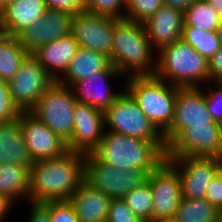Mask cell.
<instances>
[{
	"label": "cell",
	"mask_w": 222,
	"mask_h": 222,
	"mask_svg": "<svg viewBox=\"0 0 222 222\" xmlns=\"http://www.w3.org/2000/svg\"><path fill=\"white\" fill-rule=\"evenodd\" d=\"M47 8L44 0L11 1L1 11V25L6 35L17 36L25 28L38 22Z\"/></svg>",
	"instance_id": "cell-22"
},
{
	"label": "cell",
	"mask_w": 222,
	"mask_h": 222,
	"mask_svg": "<svg viewBox=\"0 0 222 222\" xmlns=\"http://www.w3.org/2000/svg\"><path fill=\"white\" fill-rule=\"evenodd\" d=\"M146 169L122 171L99 161L92 153L85 155V180L110 198H122L148 181Z\"/></svg>",
	"instance_id": "cell-8"
},
{
	"label": "cell",
	"mask_w": 222,
	"mask_h": 222,
	"mask_svg": "<svg viewBox=\"0 0 222 222\" xmlns=\"http://www.w3.org/2000/svg\"><path fill=\"white\" fill-rule=\"evenodd\" d=\"M68 201L73 205L80 222H102L107 220L112 198L84 179Z\"/></svg>",
	"instance_id": "cell-21"
},
{
	"label": "cell",
	"mask_w": 222,
	"mask_h": 222,
	"mask_svg": "<svg viewBox=\"0 0 222 222\" xmlns=\"http://www.w3.org/2000/svg\"><path fill=\"white\" fill-rule=\"evenodd\" d=\"M104 112L78 102L74 109V128L67 142L68 150L81 154L92 153L105 133Z\"/></svg>",
	"instance_id": "cell-16"
},
{
	"label": "cell",
	"mask_w": 222,
	"mask_h": 222,
	"mask_svg": "<svg viewBox=\"0 0 222 222\" xmlns=\"http://www.w3.org/2000/svg\"><path fill=\"white\" fill-rule=\"evenodd\" d=\"M92 154L99 161L122 171L141 168L149 173L166 159V152L156 142L109 131H105Z\"/></svg>",
	"instance_id": "cell-3"
},
{
	"label": "cell",
	"mask_w": 222,
	"mask_h": 222,
	"mask_svg": "<svg viewBox=\"0 0 222 222\" xmlns=\"http://www.w3.org/2000/svg\"><path fill=\"white\" fill-rule=\"evenodd\" d=\"M29 169L12 163L0 165V194L4 195L15 206L23 199L28 201L30 191Z\"/></svg>",
	"instance_id": "cell-25"
},
{
	"label": "cell",
	"mask_w": 222,
	"mask_h": 222,
	"mask_svg": "<svg viewBox=\"0 0 222 222\" xmlns=\"http://www.w3.org/2000/svg\"><path fill=\"white\" fill-rule=\"evenodd\" d=\"M0 28H2V25H1V11H0Z\"/></svg>",
	"instance_id": "cell-49"
},
{
	"label": "cell",
	"mask_w": 222,
	"mask_h": 222,
	"mask_svg": "<svg viewBox=\"0 0 222 222\" xmlns=\"http://www.w3.org/2000/svg\"><path fill=\"white\" fill-rule=\"evenodd\" d=\"M177 170L183 198H205L207 187L222 170V159L202 156L166 157Z\"/></svg>",
	"instance_id": "cell-9"
},
{
	"label": "cell",
	"mask_w": 222,
	"mask_h": 222,
	"mask_svg": "<svg viewBox=\"0 0 222 222\" xmlns=\"http://www.w3.org/2000/svg\"><path fill=\"white\" fill-rule=\"evenodd\" d=\"M113 78L126 79L112 64L104 71L97 72L82 81L75 83L71 89L78 102L93 106L105 112L114 101L123 93L122 90H114L109 84ZM110 80V81H109ZM122 91V92H121Z\"/></svg>",
	"instance_id": "cell-17"
},
{
	"label": "cell",
	"mask_w": 222,
	"mask_h": 222,
	"mask_svg": "<svg viewBox=\"0 0 222 222\" xmlns=\"http://www.w3.org/2000/svg\"><path fill=\"white\" fill-rule=\"evenodd\" d=\"M19 121L33 161L56 158L69 151L67 142L30 112H21Z\"/></svg>",
	"instance_id": "cell-15"
},
{
	"label": "cell",
	"mask_w": 222,
	"mask_h": 222,
	"mask_svg": "<svg viewBox=\"0 0 222 222\" xmlns=\"http://www.w3.org/2000/svg\"><path fill=\"white\" fill-rule=\"evenodd\" d=\"M147 182L153 198V222L173 220L182 198L177 170L165 159L149 174Z\"/></svg>",
	"instance_id": "cell-13"
},
{
	"label": "cell",
	"mask_w": 222,
	"mask_h": 222,
	"mask_svg": "<svg viewBox=\"0 0 222 222\" xmlns=\"http://www.w3.org/2000/svg\"><path fill=\"white\" fill-rule=\"evenodd\" d=\"M180 156L222 159V123H208L184 129L166 150V157Z\"/></svg>",
	"instance_id": "cell-12"
},
{
	"label": "cell",
	"mask_w": 222,
	"mask_h": 222,
	"mask_svg": "<svg viewBox=\"0 0 222 222\" xmlns=\"http://www.w3.org/2000/svg\"><path fill=\"white\" fill-rule=\"evenodd\" d=\"M10 2L11 0H0V11H2Z\"/></svg>",
	"instance_id": "cell-45"
},
{
	"label": "cell",
	"mask_w": 222,
	"mask_h": 222,
	"mask_svg": "<svg viewBox=\"0 0 222 222\" xmlns=\"http://www.w3.org/2000/svg\"><path fill=\"white\" fill-rule=\"evenodd\" d=\"M217 222H222V207L219 208V211H218V220Z\"/></svg>",
	"instance_id": "cell-46"
},
{
	"label": "cell",
	"mask_w": 222,
	"mask_h": 222,
	"mask_svg": "<svg viewBox=\"0 0 222 222\" xmlns=\"http://www.w3.org/2000/svg\"><path fill=\"white\" fill-rule=\"evenodd\" d=\"M72 19L73 15L68 12L47 9L38 22L25 28L16 37L31 54L38 47L70 34Z\"/></svg>",
	"instance_id": "cell-18"
},
{
	"label": "cell",
	"mask_w": 222,
	"mask_h": 222,
	"mask_svg": "<svg viewBox=\"0 0 222 222\" xmlns=\"http://www.w3.org/2000/svg\"><path fill=\"white\" fill-rule=\"evenodd\" d=\"M216 33L220 46L222 47V22L220 23L219 27L216 29Z\"/></svg>",
	"instance_id": "cell-44"
},
{
	"label": "cell",
	"mask_w": 222,
	"mask_h": 222,
	"mask_svg": "<svg viewBox=\"0 0 222 222\" xmlns=\"http://www.w3.org/2000/svg\"><path fill=\"white\" fill-rule=\"evenodd\" d=\"M19 164L30 168L34 161L25 144L19 117L0 123V165Z\"/></svg>",
	"instance_id": "cell-23"
},
{
	"label": "cell",
	"mask_w": 222,
	"mask_h": 222,
	"mask_svg": "<svg viewBox=\"0 0 222 222\" xmlns=\"http://www.w3.org/2000/svg\"><path fill=\"white\" fill-rule=\"evenodd\" d=\"M222 22V16L205 0L195 2L184 13V25L194 26L205 31H216Z\"/></svg>",
	"instance_id": "cell-28"
},
{
	"label": "cell",
	"mask_w": 222,
	"mask_h": 222,
	"mask_svg": "<svg viewBox=\"0 0 222 222\" xmlns=\"http://www.w3.org/2000/svg\"><path fill=\"white\" fill-rule=\"evenodd\" d=\"M164 5L170 6L174 9L185 13L188 8L195 2V0H162Z\"/></svg>",
	"instance_id": "cell-42"
},
{
	"label": "cell",
	"mask_w": 222,
	"mask_h": 222,
	"mask_svg": "<svg viewBox=\"0 0 222 222\" xmlns=\"http://www.w3.org/2000/svg\"><path fill=\"white\" fill-rule=\"evenodd\" d=\"M108 222H144L127 206L122 198H113L108 210Z\"/></svg>",
	"instance_id": "cell-35"
},
{
	"label": "cell",
	"mask_w": 222,
	"mask_h": 222,
	"mask_svg": "<svg viewBox=\"0 0 222 222\" xmlns=\"http://www.w3.org/2000/svg\"><path fill=\"white\" fill-rule=\"evenodd\" d=\"M116 19L85 10L73 15L71 34L79 47L97 51L110 58Z\"/></svg>",
	"instance_id": "cell-14"
},
{
	"label": "cell",
	"mask_w": 222,
	"mask_h": 222,
	"mask_svg": "<svg viewBox=\"0 0 222 222\" xmlns=\"http://www.w3.org/2000/svg\"><path fill=\"white\" fill-rule=\"evenodd\" d=\"M51 222H80L73 205L68 201H49Z\"/></svg>",
	"instance_id": "cell-36"
},
{
	"label": "cell",
	"mask_w": 222,
	"mask_h": 222,
	"mask_svg": "<svg viewBox=\"0 0 222 222\" xmlns=\"http://www.w3.org/2000/svg\"><path fill=\"white\" fill-rule=\"evenodd\" d=\"M205 198L218 209L222 207V170L207 187Z\"/></svg>",
	"instance_id": "cell-38"
},
{
	"label": "cell",
	"mask_w": 222,
	"mask_h": 222,
	"mask_svg": "<svg viewBox=\"0 0 222 222\" xmlns=\"http://www.w3.org/2000/svg\"><path fill=\"white\" fill-rule=\"evenodd\" d=\"M163 5L162 0H126L125 19L144 23Z\"/></svg>",
	"instance_id": "cell-31"
},
{
	"label": "cell",
	"mask_w": 222,
	"mask_h": 222,
	"mask_svg": "<svg viewBox=\"0 0 222 222\" xmlns=\"http://www.w3.org/2000/svg\"><path fill=\"white\" fill-rule=\"evenodd\" d=\"M210 81H222V47L209 60Z\"/></svg>",
	"instance_id": "cell-40"
},
{
	"label": "cell",
	"mask_w": 222,
	"mask_h": 222,
	"mask_svg": "<svg viewBox=\"0 0 222 222\" xmlns=\"http://www.w3.org/2000/svg\"><path fill=\"white\" fill-rule=\"evenodd\" d=\"M110 65V58L104 54L79 47L69 63L67 72L59 82L67 87H72L75 83L106 70Z\"/></svg>",
	"instance_id": "cell-24"
},
{
	"label": "cell",
	"mask_w": 222,
	"mask_h": 222,
	"mask_svg": "<svg viewBox=\"0 0 222 222\" xmlns=\"http://www.w3.org/2000/svg\"><path fill=\"white\" fill-rule=\"evenodd\" d=\"M111 64L125 77L153 76L157 51L152 47L143 23L116 19Z\"/></svg>",
	"instance_id": "cell-2"
},
{
	"label": "cell",
	"mask_w": 222,
	"mask_h": 222,
	"mask_svg": "<svg viewBox=\"0 0 222 222\" xmlns=\"http://www.w3.org/2000/svg\"><path fill=\"white\" fill-rule=\"evenodd\" d=\"M16 208L15 205L8 200L4 195L0 194V222L8 220V215H11L12 208Z\"/></svg>",
	"instance_id": "cell-41"
},
{
	"label": "cell",
	"mask_w": 222,
	"mask_h": 222,
	"mask_svg": "<svg viewBox=\"0 0 222 222\" xmlns=\"http://www.w3.org/2000/svg\"><path fill=\"white\" fill-rule=\"evenodd\" d=\"M28 55L16 36L4 34L0 38V79L9 82Z\"/></svg>",
	"instance_id": "cell-26"
},
{
	"label": "cell",
	"mask_w": 222,
	"mask_h": 222,
	"mask_svg": "<svg viewBox=\"0 0 222 222\" xmlns=\"http://www.w3.org/2000/svg\"><path fill=\"white\" fill-rule=\"evenodd\" d=\"M78 48V42L70 33L38 47L31 55L54 81H59L67 72L69 63Z\"/></svg>",
	"instance_id": "cell-20"
},
{
	"label": "cell",
	"mask_w": 222,
	"mask_h": 222,
	"mask_svg": "<svg viewBox=\"0 0 222 222\" xmlns=\"http://www.w3.org/2000/svg\"><path fill=\"white\" fill-rule=\"evenodd\" d=\"M154 75L178 87H203L210 82L209 61L180 38L157 52Z\"/></svg>",
	"instance_id": "cell-4"
},
{
	"label": "cell",
	"mask_w": 222,
	"mask_h": 222,
	"mask_svg": "<svg viewBox=\"0 0 222 222\" xmlns=\"http://www.w3.org/2000/svg\"><path fill=\"white\" fill-rule=\"evenodd\" d=\"M143 25L152 47L158 52L182 37L184 13L163 4Z\"/></svg>",
	"instance_id": "cell-19"
},
{
	"label": "cell",
	"mask_w": 222,
	"mask_h": 222,
	"mask_svg": "<svg viewBox=\"0 0 222 222\" xmlns=\"http://www.w3.org/2000/svg\"><path fill=\"white\" fill-rule=\"evenodd\" d=\"M85 155L67 151L62 156L34 161L29 169L28 202L66 201L85 179Z\"/></svg>",
	"instance_id": "cell-1"
},
{
	"label": "cell",
	"mask_w": 222,
	"mask_h": 222,
	"mask_svg": "<svg viewBox=\"0 0 222 222\" xmlns=\"http://www.w3.org/2000/svg\"><path fill=\"white\" fill-rule=\"evenodd\" d=\"M154 222H174L173 220H166V221H154Z\"/></svg>",
	"instance_id": "cell-48"
},
{
	"label": "cell",
	"mask_w": 222,
	"mask_h": 222,
	"mask_svg": "<svg viewBox=\"0 0 222 222\" xmlns=\"http://www.w3.org/2000/svg\"><path fill=\"white\" fill-rule=\"evenodd\" d=\"M104 116L106 131L156 142L166 152L163 134L150 122L125 89L104 112Z\"/></svg>",
	"instance_id": "cell-6"
},
{
	"label": "cell",
	"mask_w": 222,
	"mask_h": 222,
	"mask_svg": "<svg viewBox=\"0 0 222 222\" xmlns=\"http://www.w3.org/2000/svg\"><path fill=\"white\" fill-rule=\"evenodd\" d=\"M46 8L49 10H58L75 15L85 11L83 0H44Z\"/></svg>",
	"instance_id": "cell-37"
},
{
	"label": "cell",
	"mask_w": 222,
	"mask_h": 222,
	"mask_svg": "<svg viewBox=\"0 0 222 222\" xmlns=\"http://www.w3.org/2000/svg\"><path fill=\"white\" fill-rule=\"evenodd\" d=\"M203 88L209 113L214 121L222 123V81H210Z\"/></svg>",
	"instance_id": "cell-33"
},
{
	"label": "cell",
	"mask_w": 222,
	"mask_h": 222,
	"mask_svg": "<svg viewBox=\"0 0 222 222\" xmlns=\"http://www.w3.org/2000/svg\"><path fill=\"white\" fill-rule=\"evenodd\" d=\"M219 209L206 198H181L174 222H217Z\"/></svg>",
	"instance_id": "cell-27"
},
{
	"label": "cell",
	"mask_w": 222,
	"mask_h": 222,
	"mask_svg": "<svg viewBox=\"0 0 222 222\" xmlns=\"http://www.w3.org/2000/svg\"><path fill=\"white\" fill-rule=\"evenodd\" d=\"M5 34L4 29L0 28V38Z\"/></svg>",
	"instance_id": "cell-47"
},
{
	"label": "cell",
	"mask_w": 222,
	"mask_h": 222,
	"mask_svg": "<svg viewBox=\"0 0 222 222\" xmlns=\"http://www.w3.org/2000/svg\"><path fill=\"white\" fill-rule=\"evenodd\" d=\"M21 111L13 103L8 82L0 79V123H7L17 119Z\"/></svg>",
	"instance_id": "cell-34"
},
{
	"label": "cell",
	"mask_w": 222,
	"mask_h": 222,
	"mask_svg": "<svg viewBox=\"0 0 222 222\" xmlns=\"http://www.w3.org/2000/svg\"><path fill=\"white\" fill-rule=\"evenodd\" d=\"M122 199L142 221L153 222V198L148 182L128 192Z\"/></svg>",
	"instance_id": "cell-30"
},
{
	"label": "cell",
	"mask_w": 222,
	"mask_h": 222,
	"mask_svg": "<svg viewBox=\"0 0 222 222\" xmlns=\"http://www.w3.org/2000/svg\"><path fill=\"white\" fill-rule=\"evenodd\" d=\"M125 89L163 134L171 125L178 86L153 76H132L124 80Z\"/></svg>",
	"instance_id": "cell-5"
},
{
	"label": "cell",
	"mask_w": 222,
	"mask_h": 222,
	"mask_svg": "<svg viewBox=\"0 0 222 222\" xmlns=\"http://www.w3.org/2000/svg\"><path fill=\"white\" fill-rule=\"evenodd\" d=\"M181 39L208 61L221 48L216 31H205L194 26H183Z\"/></svg>",
	"instance_id": "cell-29"
},
{
	"label": "cell",
	"mask_w": 222,
	"mask_h": 222,
	"mask_svg": "<svg viewBox=\"0 0 222 222\" xmlns=\"http://www.w3.org/2000/svg\"><path fill=\"white\" fill-rule=\"evenodd\" d=\"M209 4H211L217 12L222 16V0H205Z\"/></svg>",
	"instance_id": "cell-43"
},
{
	"label": "cell",
	"mask_w": 222,
	"mask_h": 222,
	"mask_svg": "<svg viewBox=\"0 0 222 222\" xmlns=\"http://www.w3.org/2000/svg\"><path fill=\"white\" fill-rule=\"evenodd\" d=\"M76 103L71 87L54 81L29 112L68 142L74 128Z\"/></svg>",
	"instance_id": "cell-7"
},
{
	"label": "cell",
	"mask_w": 222,
	"mask_h": 222,
	"mask_svg": "<svg viewBox=\"0 0 222 222\" xmlns=\"http://www.w3.org/2000/svg\"><path fill=\"white\" fill-rule=\"evenodd\" d=\"M53 82L45 68L29 54L8 82L11 99L21 112H29Z\"/></svg>",
	"instance_id": "cell-11"
},
{
	"label": "cell",
	"mask_w": 222,
	"mask_h": 222,
	"mask_svg": "<svg viewBox=\"0 0 222 222\" xmlns=\"http://www.w3.org/2000/svg\"><path fill=\"white\" fill-rule=\"evenodd\" d=\"M85 10L97 15L125 18L126 0H83Z\"/></svg>",
	"instance_id": "cell-32"
},
{
	"label": "cell",
	"mask_w": 222,
	"mask_h": 222,
	"mask_svg": "<svg viewBox=\"0 0 222 222\" xmlns=\"http://www.w3.org/2000/svg\"><path fill=\"white\" fill-rule=\"evenodd\" d=\"M30 205V206H29ZM30 207L29 218L27 222H51L49 214V202L45 203H31L28 202Z\"/></svg>",
	"instance_id": "cell-39"
},
{
	"label": "cell",
	"mask_w": 222,
	"mask_h": 222,
	"mask_svg": "<svg viewBox=\"0 0 222 222\" xmlns=\"http://www.w3.org/2000/svg\"><path fill=\"white\" fill-rule=\"evenodd\" d=\"M220 123L214 121L206 105L203 87H179L170 127L163 133L168 146L184 129L192 126Z\"/></svg>",
	"instance_id": "cell-10"
}]
</instances>
